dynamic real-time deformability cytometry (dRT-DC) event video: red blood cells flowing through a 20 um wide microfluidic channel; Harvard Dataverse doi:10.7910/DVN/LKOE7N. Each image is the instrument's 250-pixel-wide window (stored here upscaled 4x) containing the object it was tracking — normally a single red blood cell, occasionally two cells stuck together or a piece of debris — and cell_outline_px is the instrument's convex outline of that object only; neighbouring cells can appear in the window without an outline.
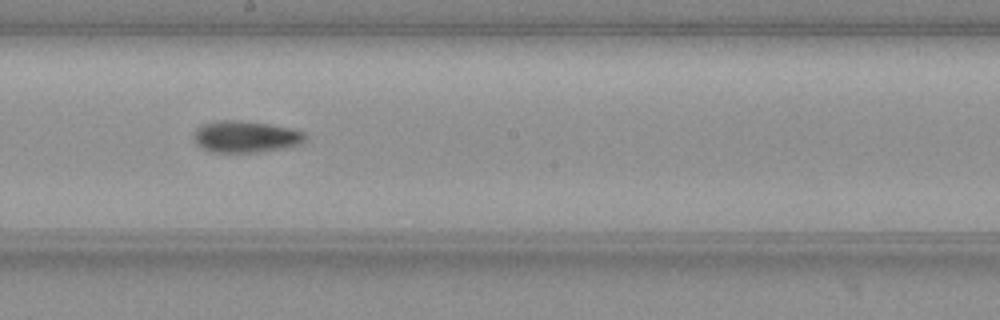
{"species": "common noctule bat (a hibernating species)", "species_latin": "Nyctalus noctula", "temperature_condition": "warm", "stored_images_in_passage": 28, "camera_frame_rate_fps": 3000, "um_per_image_px": 0.085, "animal": {"sex": "female", "body_mass_g": 19.3, "forearm_length_mm": 54.1}, "frame": {"image": 1, "passage_image": 16, "time_ms": 5.0, "image_size_px": [1000, 320], "cell_outline_px": [[308, 136], [300, 144], [288, 148], [256, 152], [212, 152], [196, 144], [192, 136], [196, 128], [204, 124], [216, 120], [240, 120], [268, 124], [288, 128], [304, 132]], "centroid_in_image_um": [20.87, 11.62], "position_along_channel_um": 227.3, "area_um2": 20.63}}
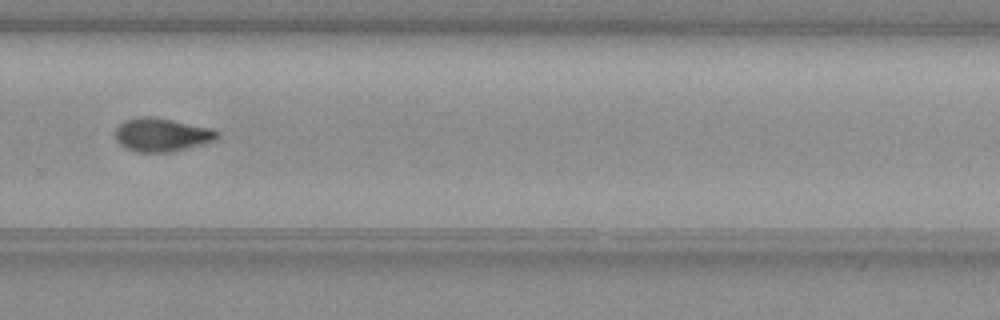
{"frame": {"image": 2, "passage_image": 23, "time_ms": 7.333, "image_size_px": [1000, 320], "cell_outline_px": [[220, 136], [216, 140], [172, 152], [136, 152], [120, 144], [116, 140], [116, 128], [124, 120], [140, 116], [152, 116], [212, 128], [220, 132]], "centroid_in_image_um": [13.77, 11.45], "position_along_channel_um": 316.0, "area_um2": 19.88}, "authors_computed_cell_mechanics": {"area_um2": 20.0277, "velocity_mm_per_s": 3.8177, "shape_relaxation_time_tau1_ms": 10.6758, "shape_relaxation_time_tau2_ms": 3.8859, "deformation_change_tau1": 0.2759, "deformation_change_tau2": 0.0894}}